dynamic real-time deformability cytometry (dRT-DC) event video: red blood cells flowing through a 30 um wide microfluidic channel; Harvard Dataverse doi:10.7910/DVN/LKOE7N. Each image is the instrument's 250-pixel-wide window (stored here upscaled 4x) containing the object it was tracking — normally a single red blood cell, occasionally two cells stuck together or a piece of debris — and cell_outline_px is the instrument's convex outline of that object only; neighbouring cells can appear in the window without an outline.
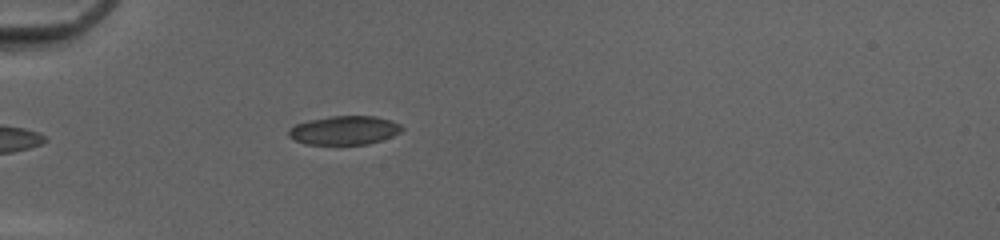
{"species": "common noctule bat (a hibernating species)", "species_latin": "Nyctalus noctula", "temperature_condition": "cold", "stored_images_in_passage": 5, "camera_frame_rate_fps": 3000, "um_per_image_px": 0.085, "animal": {"sex": "female", "body_mass_g": 20.0, "forearm_length_mm": 54.0}, "frame": {"image": 1, "passage_image": 1, "time_ms": 0.0, "image_size_px": [1000, 240], "cell_outline_px": [[404, 128], [400, 132], [392, 136], [368, 144], [304, 144], [288, 136], [288, 128], [296, 124], [308, 120], [332, 116], [376, 116], [400, 124]], "centroid_in_image_um": [29.24, 11.07], "position_along_channel_um": 55.8, "area_um2": 18.9}}